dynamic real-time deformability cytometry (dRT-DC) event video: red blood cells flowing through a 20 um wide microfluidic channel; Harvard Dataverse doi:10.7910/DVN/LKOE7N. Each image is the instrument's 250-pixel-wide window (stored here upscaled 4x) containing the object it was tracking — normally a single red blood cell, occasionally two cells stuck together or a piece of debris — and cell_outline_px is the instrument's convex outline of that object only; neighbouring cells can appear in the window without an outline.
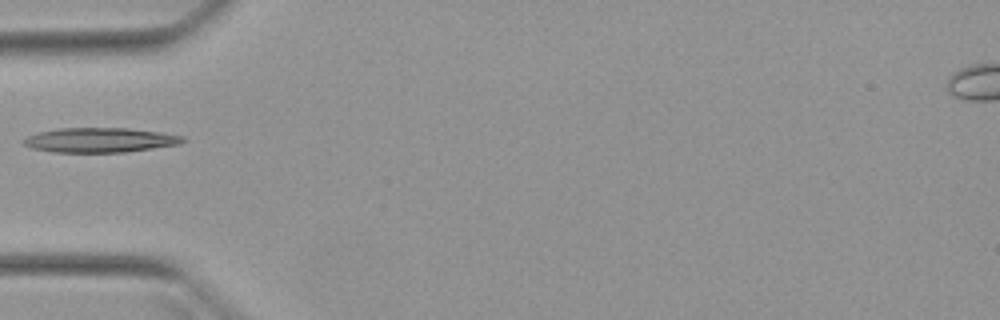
{"species": "Egyptian fruit bat (a non-hibernating species)", "species_latin": "Rousettus aegyptiacus", "temperature_condition": "warm", "stored_images_in_passage": 2, "camera_frame_rate_fps": 3000, "um_per_image_px": 0.085, "animal": {"sex": "female"}, "frame": {"image": 1, "passage_image": 1, "time_ms": 0.0, "image_size_px": [1000, 320], "cell_outline_px": [[188, 140], [180, 144], [124, 152], [56, 152], [32, 148], [24, 144], [20, 140], [36, 132], [60, 128], [128, 128], [160, 132], [184, 136]], "centroid_in_image_um": [8.5, 11.9], "position_along_channel_um": 76.5, "area_um2": 22.89}}
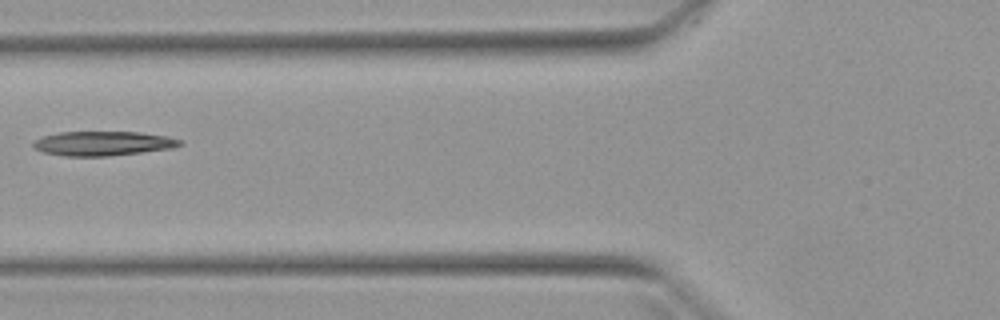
{"frame": {"image": 2, "passage_image": 2, "time_ms": 1.0, "image_size_px": [1000, 320], "cell_outline_px": [[184, 144], [172, 148], [108, 156], [64, 156], [44, 152], [32, 148], [32, 144], [36, 140], [44, 136], [60, 132], [140, 132], [168, 136], [184, 140]], "centroid_in_image_um": [8.79, 12.19], "position_along_channel_um": 117.0, "area_um2": 20.87}}